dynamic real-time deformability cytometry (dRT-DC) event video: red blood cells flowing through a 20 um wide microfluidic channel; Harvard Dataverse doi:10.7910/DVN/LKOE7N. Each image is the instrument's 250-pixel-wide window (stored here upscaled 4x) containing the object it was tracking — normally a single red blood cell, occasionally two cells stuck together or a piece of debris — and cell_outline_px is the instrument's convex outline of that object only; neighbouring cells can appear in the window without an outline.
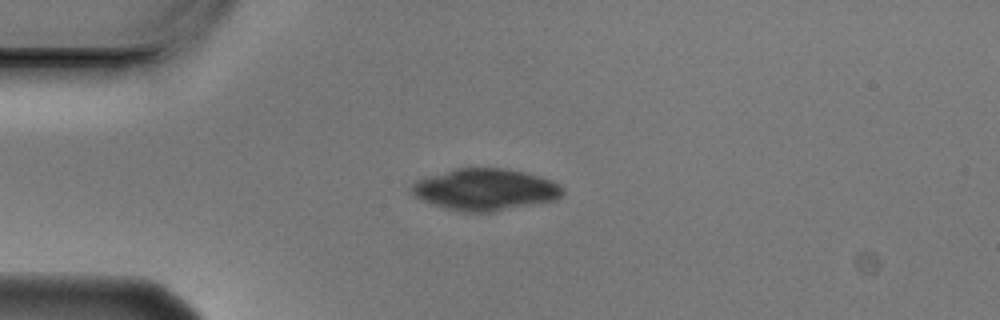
{"species": "Egyptian fruit bat (a non-hibernating species)", "species_latin": "Rousettus aegyptiacus", "temperature_condition": "cold", "stored_images_in_passage": 9, "camera_frame_rate_fps": 3000, "um_per_image_px": 0.085, "animal": {"sex": "male"}, "frame": {"image": 1, "passage_image": 2, "time_ms": 0.333, "image_size_px": [1000, 320], "cell_outline_px": [[564, 192], [556, 200], [492, 212], [460, 212], [444, 208], [432, 204], [416, 196], [408, 188], [416, 180], [424, 176], [456, 168], [500, 168], [524, 172], [552, 180], [560, 184], [564, 188]], "centroid_in_image_um": [41.22, 16.11], "position_along_channel_um": 43.8, "area_um2": 36.88}}
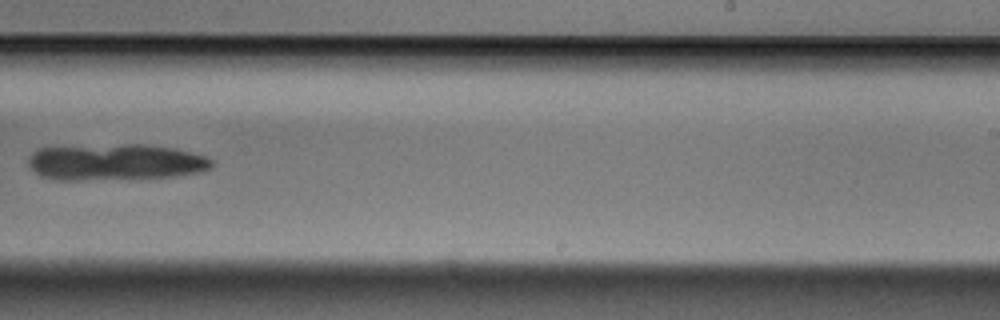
{"frame": {"image": 2, "passage_image": 8, "time_ms": 2.333, "image_size_px": [1000, 320], "cell_outline_px": [[212, 168], [204, 172], [176, 176], [76, 180], [56, 180], [40, 176], [28, 168], [28, 156], [32, 152], [40, 148], [128, 144], [140, 144], [176, 148], [204, 156], [212, 160]], "centroid_in_image_um": [9.8, 13.78], "position_along_channel_um": 279.2, "area_um2": 38.84}}
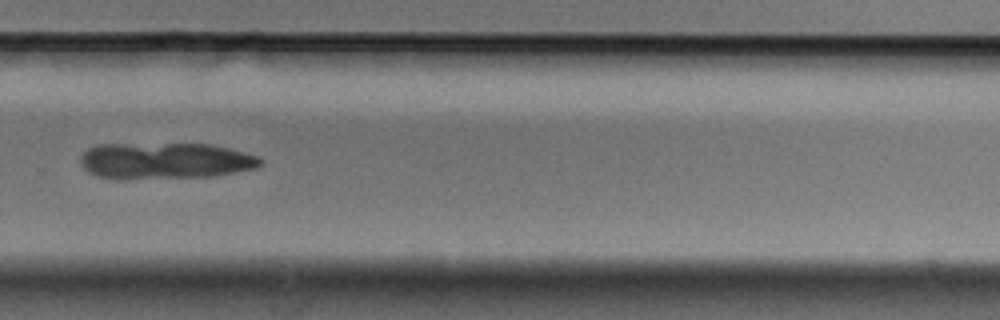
{"frame": {"image": 3, "passage_image": 9, "time_ms": 2.667, "image_size_px": [1000, 320], "cell_outline_px": [[264, 164], [260, 168], [212, 176], [116, 180], [96, 176], [88, 172], [80, 164], [80, 156], [88, 148], [96, 144], [208, 144], [228, 148], [260, 156], [264, 160]], "centroid_in_image_um": [14.04, 13.68], "position_along_channel_um": 315.8, "area_um2": 38.84}}